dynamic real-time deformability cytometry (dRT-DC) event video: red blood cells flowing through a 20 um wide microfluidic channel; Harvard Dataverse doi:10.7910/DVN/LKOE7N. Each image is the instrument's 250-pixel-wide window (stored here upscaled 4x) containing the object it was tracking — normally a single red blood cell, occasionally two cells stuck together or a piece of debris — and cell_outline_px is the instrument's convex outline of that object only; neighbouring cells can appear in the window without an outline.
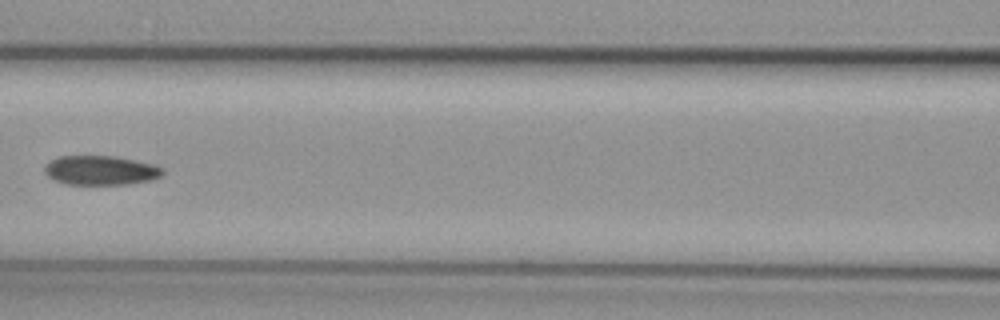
{"species": "common noctule bat (a hibernating species)", "species_latin": "Nyctalus noctula", "temperature_condition": "cold", "stored_images_in_passage": 9, "camera_frame_rate_fps": 3000, "um_per_image_px": 0.085, "animal": {"sex": "female", "body_mass_g": 29.2, "forearm_length_mm": 56.3}, "frame": {"image": 1, "passage_image": 6, "time_ms": 7.0, "image_size_px": [1000, 320], "cell_outline_px": [[164, 172], [160, 176], [152, 180], [128, 184], [64, 184], [48, 176], [44, 172], [44, 168], [52, 160], [60, 156], [116, 156], [152, 164], [164, 168]], "centroid_in_image_um": [8.58, 14.48], "position_along_channel_um": 158.0, "area_um2": 20.06}}
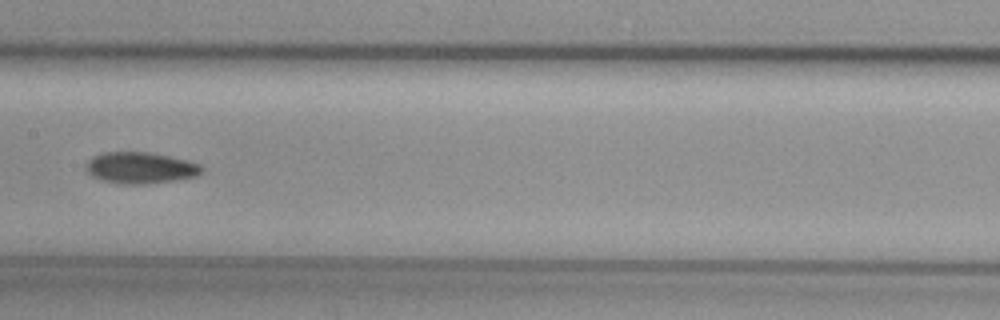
{"frame": {"image": 2, "passage_image": 7, "time_ms": 8.0, "image_size_px": [1000, 320], "cell_outline_px": [[204, 172], [196, 176], [176, 180], [144, 184], [120, 184], [100, 180], [92, 176], [84, 168], [88, 160], [92, 156], [104, 152], [148, 152], [188, 160], [200, 164], [204, 168]], "centroid_in_image_um": [11.93, 14.27], "position_along_channel_um": 195.5, "area_um2": 21.39}}
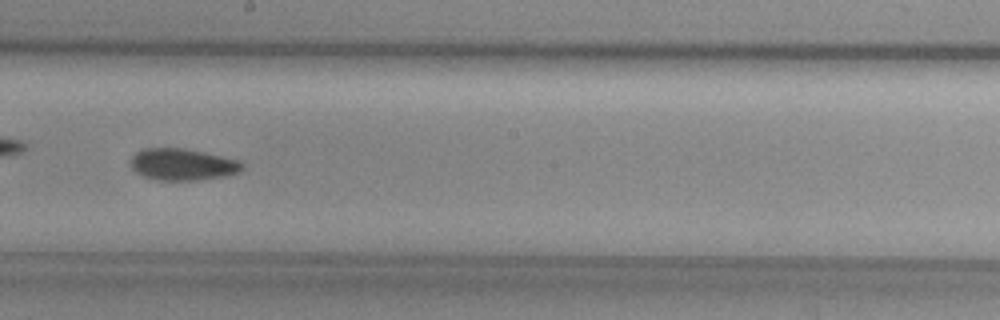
{"frame": {"image": 3, "passage_image": 8, "time_ms": 9.0, "image_size_px": [1000, 320], "cell_outline_px": [[244, 168], [240, 172], [228, 176], [196, 180], [156, 180], [144, 176], [136, 172], [132, 168], [128, 160], [136, 152], [144, 148], [184, 148], [204, 152], [236, 160], [244, 164]], "centroid_in_image_um": [15.5, 13.98], "position_along_channel_um": 232.7, "area_um2": 20.75}}